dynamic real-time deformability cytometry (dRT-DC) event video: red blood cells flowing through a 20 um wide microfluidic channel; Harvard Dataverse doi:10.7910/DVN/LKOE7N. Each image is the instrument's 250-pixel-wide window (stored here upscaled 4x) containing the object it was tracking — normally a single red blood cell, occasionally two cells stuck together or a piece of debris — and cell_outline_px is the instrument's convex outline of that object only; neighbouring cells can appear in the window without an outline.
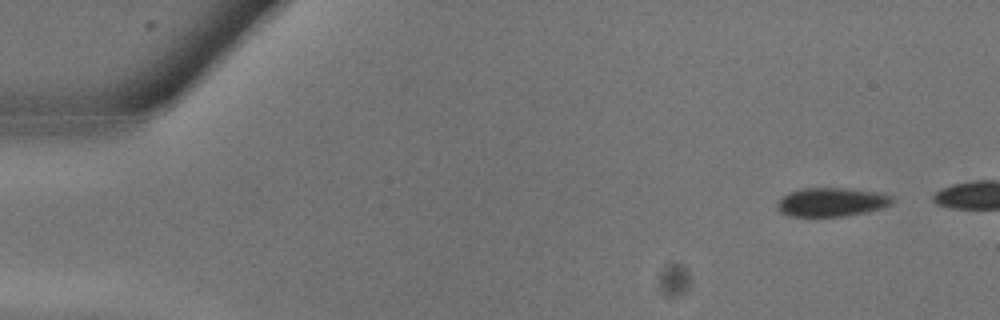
{"species": "common noctule bat (a hibernating species)", "species_latin": "Nyctalus noctula", "temperature_condition": "warm", "stored_images_in_passage": 8, "camera_frame_rate_fps": 3000, "um_per_image_px": 0.085, "animal": {"sex": "male", "body_mass_g": 13.3}, "frame": {"image": 1, "passage_image": 1, "time_ms": 0.0, "image_size_px": [1000, 320], "cell_outline_px": [[892, 204], [884, 208], [868, 212], [844, 216], [788, 216], [780, 212], [776, 208], [776, 204], [780, 196], [788, 192], [800, 188], [848, 188], [876, 192], [892, 196]], "centroid_in_image_um": [70.64, 17.17], "position_along_channel_um": 14.4, "area_um2": 19.59}}
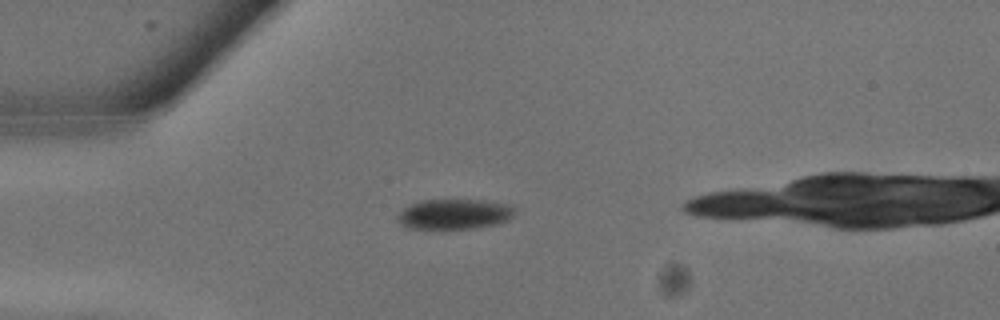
{"frame": {"image": 2, "passage_image": 6, "time_ms": 1.667, "image_size_px": [1000, 320], "cell_outline_px": [[516, 208], [512, 216], [508, 220], [496, 224], [472, 228], [412, 228], [400, 224], [396, 220], [396, 216], [408, 204], [424, 200], [480, 200], [512, 204]], "centroid_in_image_um": [38.63, 18.18], "position_along_channel_um": 46.4, "area_um2": 20.58}}